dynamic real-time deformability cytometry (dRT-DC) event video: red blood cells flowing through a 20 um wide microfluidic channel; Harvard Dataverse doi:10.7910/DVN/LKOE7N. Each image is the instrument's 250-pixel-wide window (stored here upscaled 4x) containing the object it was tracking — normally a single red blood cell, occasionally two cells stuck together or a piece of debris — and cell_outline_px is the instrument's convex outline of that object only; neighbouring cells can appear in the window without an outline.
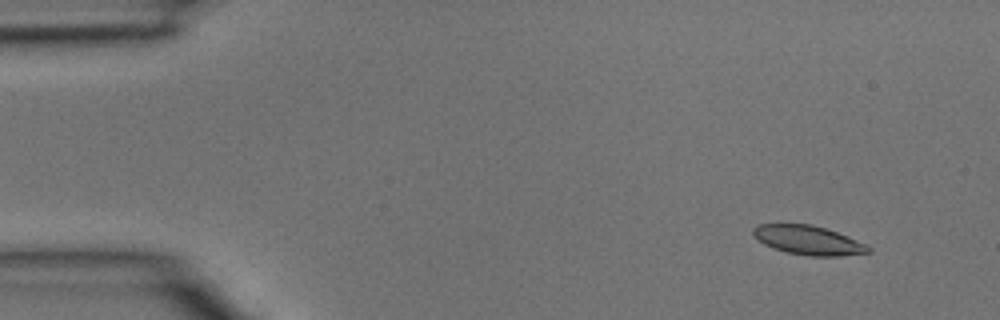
{"species": "common noctule bat (a hibernating species)", "species_latin": "Nyctalus noctula", "temperature_condition": "room temperature", "stored_images_in_passage": 4, "segment_of_instrument_passage": [2, 2], "camera_frame_rate_fps": 3000, "um_per_image_px": 0.085, "animal": {"sex": "male", "body_mass_g": 15.6}, "frame": {"image": 1, "passage_image": 4, "time_ms": 1.0, "image_size_px": [1000, 320], "cell_outline_px": [[872, 252], [840, 256], [812, 256], [788, 252], [764, 244], [752, 232], [752, 228], [760, 224], [812, 224], [836, 232], [864, 244], [872, 248]], "centroid_in_image_um": [68.72, 20.41], "position_along_channel_um": 16.3, "area_um2": 19.07}}